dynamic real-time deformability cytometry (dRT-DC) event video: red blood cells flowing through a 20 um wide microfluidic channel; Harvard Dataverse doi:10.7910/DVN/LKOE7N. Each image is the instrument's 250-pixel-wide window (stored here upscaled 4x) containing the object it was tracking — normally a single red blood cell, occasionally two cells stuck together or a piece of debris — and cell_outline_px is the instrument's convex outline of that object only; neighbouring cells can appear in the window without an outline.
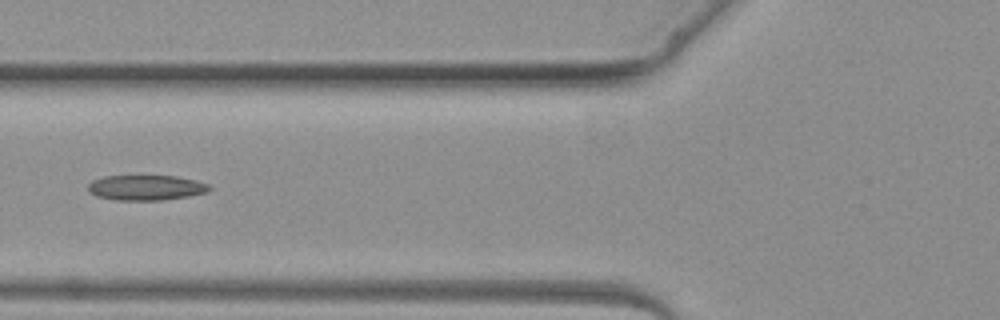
{"species": "common noctule bat (a hibernating species)", "species_latin": "Nyctalus noctula", "temperature_condition": "warm", "stored_images_in_passage": 4, "camera_frame_rate_fps": 3000, "um_per_image_px": 0.085, "animal": {"sex": "female", "body_mass_g": 19.3, "forearm_length_mm": 54.1}, "frame": {"image": 1, "passage_image": 4, "time_ms": 4.333, "image_size_px": [1000, 320], "cell_outline_px": [[212, 188], [208, 192], [188, 196], [160, 200], [116, 200], [96, 196], [88, 192], [88, 184], [92, 180], [104, 176], [176, 176], [196, 180], [208, 184]], "centroid_in_image_um": [12.4, 15.95], "position_along_channel_um": 113.4, "area_um2": 17.86}}